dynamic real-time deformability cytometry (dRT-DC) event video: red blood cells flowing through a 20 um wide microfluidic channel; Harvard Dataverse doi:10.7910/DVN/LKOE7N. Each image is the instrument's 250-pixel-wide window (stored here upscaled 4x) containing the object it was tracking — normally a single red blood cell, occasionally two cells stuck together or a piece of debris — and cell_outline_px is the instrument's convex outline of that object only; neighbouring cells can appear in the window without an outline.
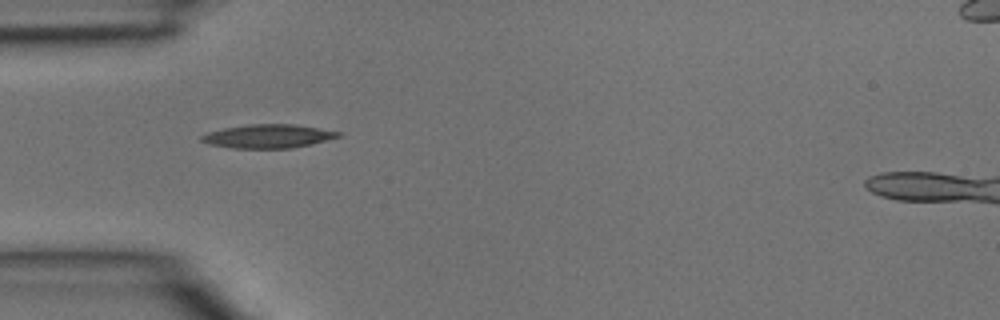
{"species": "common noctule bat (a hibernating species)", "species_latin": "Nyctalus noctula", "temperature_condition": "room temperature", "stored_images_in_passage": 4, "camera_frame_rate_fps": 3000, "um_per_image_px": 0.085, "animal": {"sex": "male", "body_mass_g": 15.6}, "frame": {"image": 1, "passage_image": 3, "time_ms": 0.667, "image_size_px": [1000, 320], "cell_outline_px": [[340, 136], [312, 144], [292, 148], [232, 148], [208, 144], [200, 140], [200, 136], [208, 132], [224, 128], [248, 124], [292, 124], [340, 132]], "centroid_in_image_um": [22.73, 11.58], "position_along_channel_um": 62.3, "area_um2": 18.67}}